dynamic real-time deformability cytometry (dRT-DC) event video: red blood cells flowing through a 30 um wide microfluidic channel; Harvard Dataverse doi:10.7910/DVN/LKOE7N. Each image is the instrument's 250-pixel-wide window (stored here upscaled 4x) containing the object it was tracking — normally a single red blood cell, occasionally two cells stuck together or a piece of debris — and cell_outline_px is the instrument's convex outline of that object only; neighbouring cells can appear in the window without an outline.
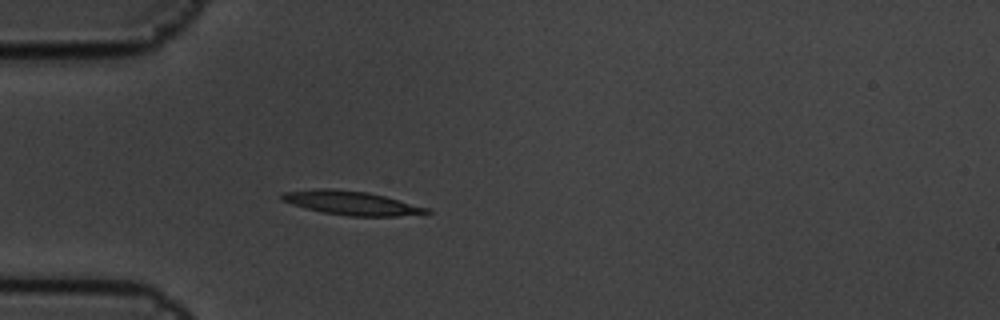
{"species": "common noctule bat (a hibernating species)", "species_latin": "Nyctalus noctula", "temperature_condition": "cold", "stored_images_in_passage": 4, "camera_frame_rate_fps": 3000, "um_per_image_px": 0.085, "animal": {"sex": "male", "body_mass_g": 19.5, "forearm_length_mm": 54.6}, "frame": {"image": 1, "passage_image": 4, "time_ms": 1.0, "image_size_px": [1000, 320], "cell_outline_px": [[432, 212], [396, 216], [348, 216], [324, 212], [292, 204], [280, 200], [280, 196], [284, 192], [320, 188], [332, 188], [368, 192], [384, 196], [428, 208]], "centroid_in_image_um": [29.83, 17.24], "position_along_channel_um": 55.2, "area_um2": 19.83}}